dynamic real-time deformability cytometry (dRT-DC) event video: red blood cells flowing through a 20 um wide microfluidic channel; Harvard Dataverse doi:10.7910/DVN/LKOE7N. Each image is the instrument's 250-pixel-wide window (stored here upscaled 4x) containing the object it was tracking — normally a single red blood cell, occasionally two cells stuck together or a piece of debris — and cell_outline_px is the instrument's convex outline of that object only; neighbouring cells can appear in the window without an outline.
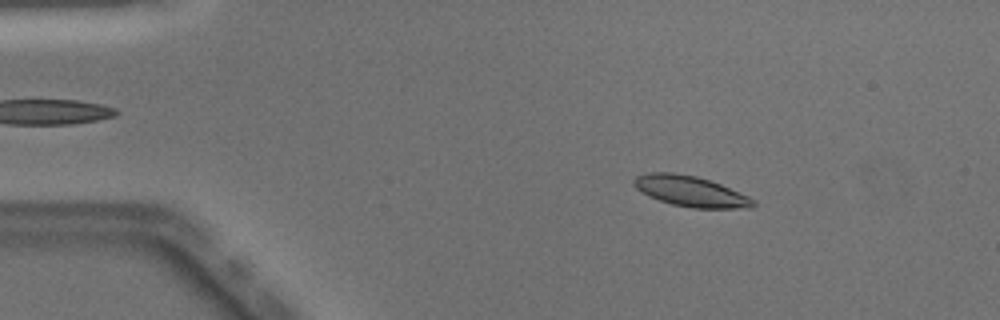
{"species": "Egyptian fruit bat (a non-hibernating species)", "species_latin": "Rousettus aegyptiacus", "temperature_condition": "warm", "stored_images_in_passage": 51, "camera_frame_rate_fps": 3000, "um_per_image_px": 0.085, "animal": {"sex": "male"}, "frame": {"image": 1, "passage_image": 8, "time_ms": 2.333, "image_size_px": [1000, 320], "cell_outline_px": [[756, 204], [752, 208], [692, 208], [672, 204], [648, 196], [636, 188], [632, 184], [632, 180], [636, 176], [648, 172], [672, 172], [696, 176], [712, 180], [748, 196], [756, 200]], "centroid_in_image_um": [58.7, 16.25], "position_along_channel_um": 26.3, "area_um2": 21.44}}
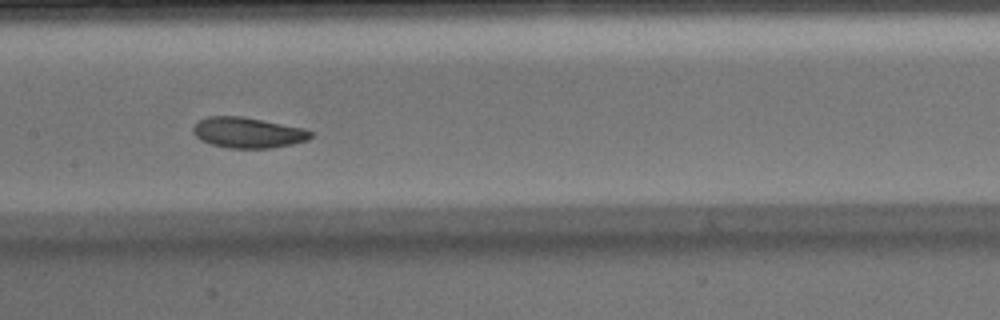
{"frame": {"image": 2, "passage_image": 25, "time_ms": 8.0, "image_size_px": [1000, 320], "cell_outline_px": [[312, 136], [308, 140], [292, 144], [272, 148], [228, 148], [212, 144], [200, 140], [192, 132], [192, 128], [200, 120], [208, 116], [240, 116], [304, 128], [312, 132]], "centroid_in_image_um": [21.06, 11.28], "position_along_channel_um": 186.3, "area_um2": 20.87}}
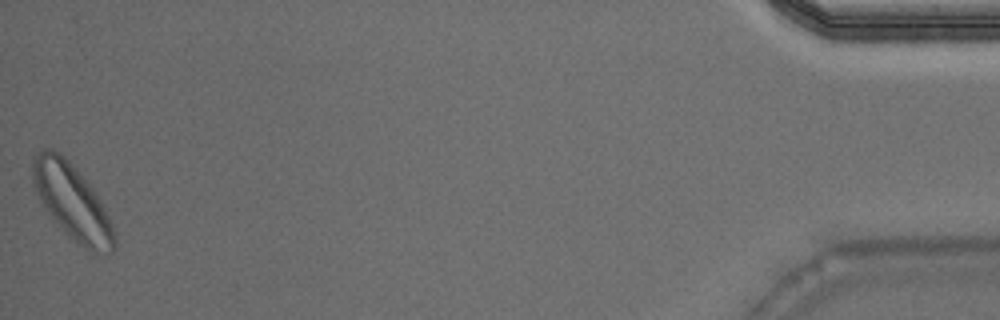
{"frame": {"image": 3, "passage_image": 50, "time_ms": 16.333, "image_size_px": [1000, 320], "cell_outline_px": [[116, 248], [112, 252], [92, 252], [84, 248], [68, 236], [40, 204], [32, 184], [32, 156], [36, 152], [44, 148], [52, 148], [60, 152], [68, 160], [92, 188], [100, 200], [112, 224], [116, 236]], "centroid_in_image_um": [6.09, 17.14], "position_along_channel_um": 429.1, "area_um2": 36.01}}